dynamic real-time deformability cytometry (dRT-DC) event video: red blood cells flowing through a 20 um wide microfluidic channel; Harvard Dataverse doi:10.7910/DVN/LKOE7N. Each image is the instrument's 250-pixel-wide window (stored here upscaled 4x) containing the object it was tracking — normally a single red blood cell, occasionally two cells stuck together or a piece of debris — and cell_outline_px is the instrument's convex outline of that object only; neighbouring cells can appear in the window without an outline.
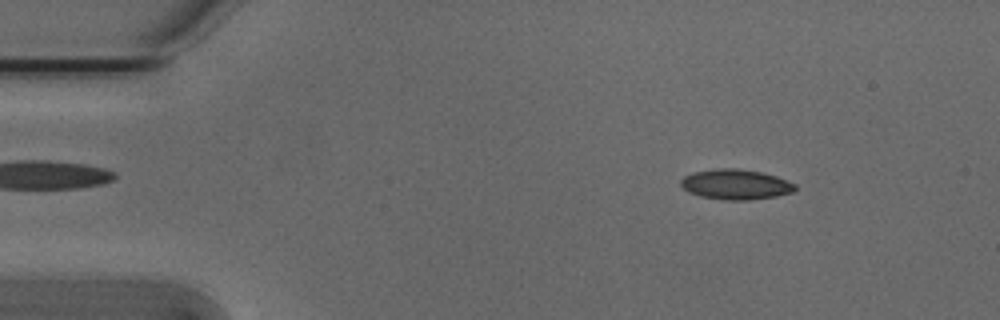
{"species": "Egyptian fruit bat (a non-hibernating species)", "species_latin": "Rousettus aegyptiacus", "temperature_condition": "cold", "stored_images_in_passage": 52, "camera_frame_rate_fps": 3000, "um_per_image_px": 0.085, "animal": {"sex": "male"}, "frame": {"image": 1, "passage_image": 6, "time_ms": 1.667, "image_size_px": [1000, 320], "cell_outline_px": [[796, 188], [792, 192], [776, 196], [748, 200], [724, 200], [700, 196], [688, 192], [680, 184], [680, 180], [684, 176], [692, 172], [720, 168], [736, 168], [760, 172], [776, 176], [796, 184]], "centroid_in_image_um": [62.51, 15.67], "position_along_channel_um": 22.5, "area_um2": 20.06}}
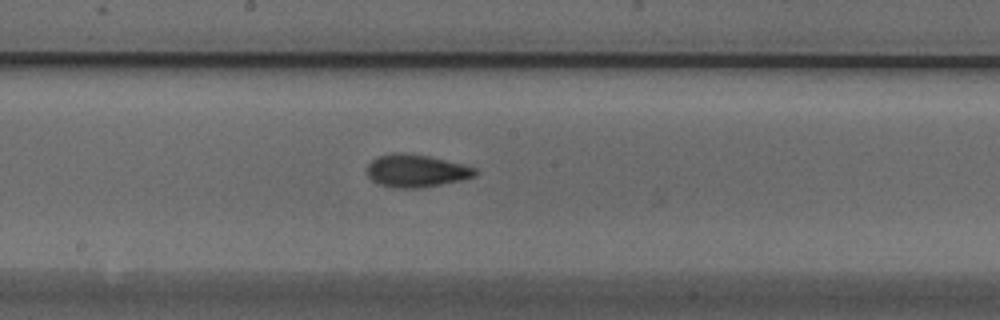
{"frame": {"image": 2, "passage_image": 27, "time_ms": 8.667, "image_size_px": [1000, 320], "cell_outline_px": [[480, 172], [476, 176], [460, 180], [440, 184], [416, 188], [396, 188], [380, 184], [372, 180], [368, 176], [368, 164], [376, 156], [392, 152], [404, 152], [428, 156], [464, 164], [476, 168]], "centroid_in_image_um": [35.39, 14.5], "position_along_channel_um": 212.8, "area_um2": 20.63}}
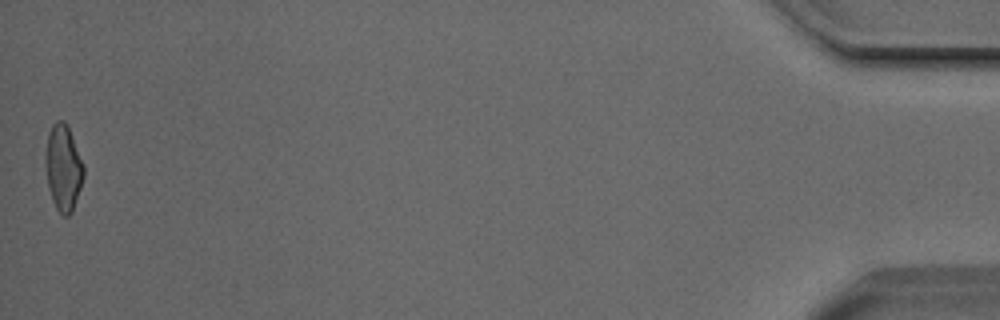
{"frame": {"image": 3, "passage_image": 52, "time_ms": 17.0, "image_size_px": [1000, 320], "cell_outline_px": [[84, 176], [72, 212], [68, 216], [64, 216], [56, 208], [52, 200], [48, 188], [44, 160], [48, 132], [52, 124], [56, 120], [64, 120], [68, 124], [84, 168]], "centroid_in_image_um": [5.35, 14.23], "position_along_channel_um": 429.8, "area_um2": 19.25}, "authors_computed_cell_mechanics": {"area_um2": 19.4208, "velocity_mm_per_s": 3.8124, "shape_relaxation_time_tau1_ms": 4.9288, "shape_relaxation_time_tau2_ms": 1.1942, "deformation_change_tau1": 0.1279, "deformation_change_tau2": 0.0522}}